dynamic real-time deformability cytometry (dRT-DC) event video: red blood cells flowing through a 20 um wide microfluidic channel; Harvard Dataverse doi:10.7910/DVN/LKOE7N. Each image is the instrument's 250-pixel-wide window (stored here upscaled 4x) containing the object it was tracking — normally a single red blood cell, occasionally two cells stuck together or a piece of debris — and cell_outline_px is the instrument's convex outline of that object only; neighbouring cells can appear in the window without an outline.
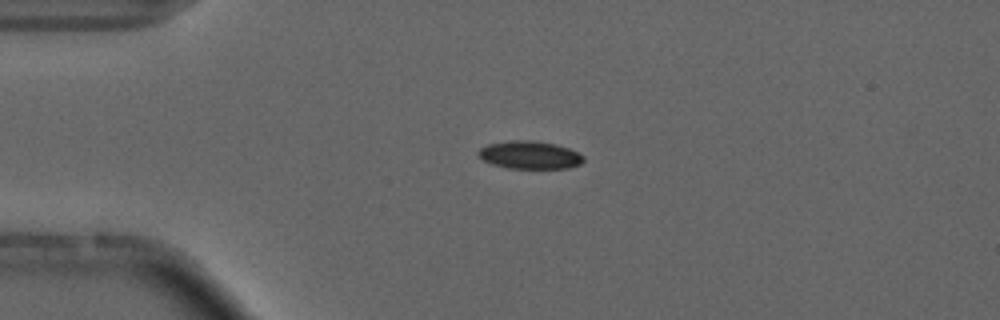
{"species": "common noctule bat (a hibernating species)", "species_latin": "Nyctalus noctula", "temperature_condition": "cold", "stored_images_in_passage": 3, "camera_frame_rate_fps": 3000, "um_per_image_px": 0.085, "animal": {"sex": "male", "forearm_length_mm": 52.5}, "frame": {"image": 1, "passage_image": 3, "time_ms": 2.333, "image_size_px": [1000, 320], "cell_outline_px": [[584, 160], [580, 164], [568, 168], [508, 168], [492, 164], [484, 160], [476, 152], [480, 148], [488, 144], [512, 140], [532, 140], [552, 144], [568, 148], [584, 156]], "centroid_in_image_um": [45.01, 13.17], "position_along_channel_um": 40.0, "area_um2": 16.88}}